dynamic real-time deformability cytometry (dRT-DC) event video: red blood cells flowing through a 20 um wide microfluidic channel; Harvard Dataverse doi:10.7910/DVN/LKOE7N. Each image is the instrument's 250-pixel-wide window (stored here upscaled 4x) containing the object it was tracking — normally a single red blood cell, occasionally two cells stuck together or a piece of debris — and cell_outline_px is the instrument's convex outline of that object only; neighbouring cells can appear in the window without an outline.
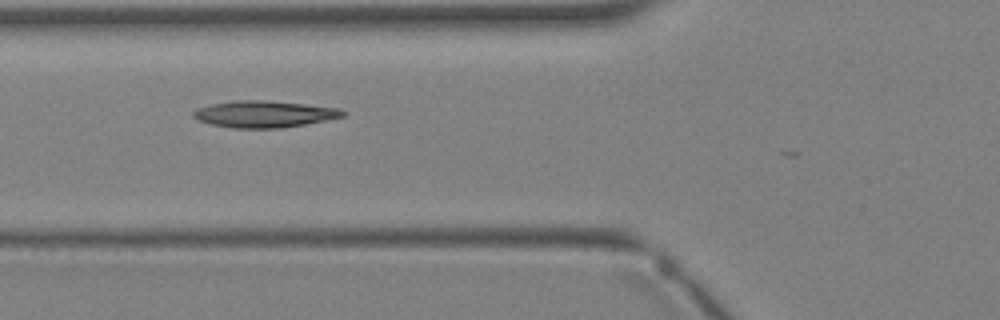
{"species": "Egyptian fruit bat (a non-hibernating species)", "species_latin": "Rousettus aegyptiacus", "temperature_condition": "warm", "stored_images_in_passage": 3, "camera_frame_rate_fps": 3000, "um_per_image_px": 0.085, "animal": {"sex": "female"}, "frame": {"image": 1, "passage_image": 3, "time_ms": 3.333, "image_size_px": [1000, 320], "cell_outline_px": [[348, 112], [344, 116], [304, 124], [280, 128], [232, 128], [212, 124], [200, 120], [192, 116], [192, 112], [196, 108], [212, 104], [236, 100], [264, 100], [304, 104], [340, 108]], "centroid_in_image_um": [22.45, 9.69], "position_along_channel_um": 103.3, "area_um2": 23.06}}